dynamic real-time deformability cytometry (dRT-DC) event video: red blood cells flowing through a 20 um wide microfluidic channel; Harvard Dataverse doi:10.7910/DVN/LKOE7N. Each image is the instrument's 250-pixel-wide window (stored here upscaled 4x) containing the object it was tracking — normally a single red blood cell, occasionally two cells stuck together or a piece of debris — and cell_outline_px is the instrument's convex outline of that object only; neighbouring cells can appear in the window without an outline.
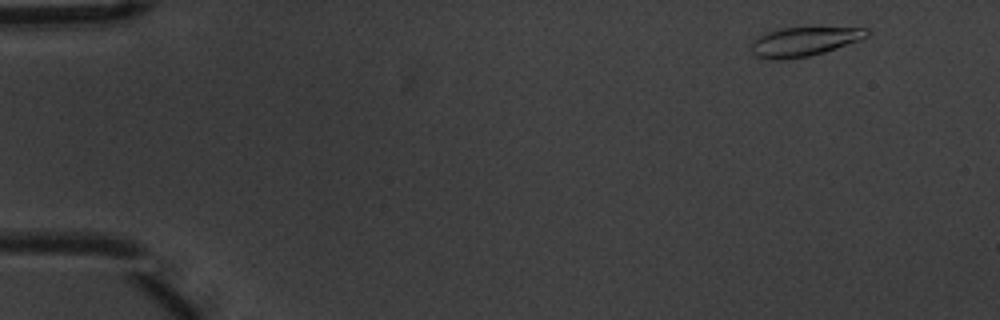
{"species": "common noctule bat (a hibernating species)", "species_latin": "Nyctalus noctula", "temperature_condition": "warm", "stored_images_in_passage": 6, "camera_frame_rate_fps": 3000, "um_per_image_px": 0.085, "animal": {"sex": "male", "body_mass_g": 20.1, "forearm_length_mm": 53.5}, "frame": {"image": 1, "passage_image": 1, "time_ms": 0.0, "image_size_px": [1000, 320], "cell_outline_px": [[872, 32], [868, 36], [860, 40], [824, 52], [808, 56], [780, 60], [772, 60], [756, 56], [752, 52], [752, 40], [756, 36], [780, 28], [868, 28]], "centroid_in_image_um": [68.33, 3.54], "position_along_channel_um": 16.7, "area_um2": 19.54}}
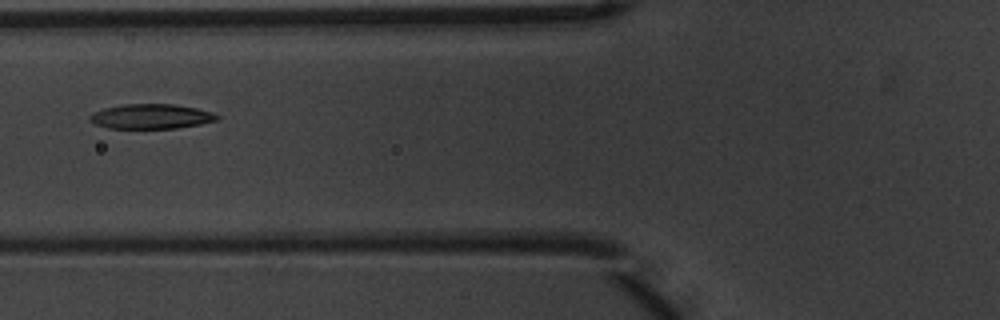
{"frame": {"image": 2, "passage_image": 6, "time_ms": 1.667, "image_size_px": [1000, 320], "cell_outline_px": [[220, 120], [200, 124], [176, 128], [108, 128], [96, 124], [88, 120], [88, 116], [92, 112], [104, 108], [124, 104], [172, 104], [196, 108], [212, 112], [220, 116]], "centroid_in_image_um": [12.84, 9.89], "position_along_channel_um": 113.0, "area_um2": 18.44}}